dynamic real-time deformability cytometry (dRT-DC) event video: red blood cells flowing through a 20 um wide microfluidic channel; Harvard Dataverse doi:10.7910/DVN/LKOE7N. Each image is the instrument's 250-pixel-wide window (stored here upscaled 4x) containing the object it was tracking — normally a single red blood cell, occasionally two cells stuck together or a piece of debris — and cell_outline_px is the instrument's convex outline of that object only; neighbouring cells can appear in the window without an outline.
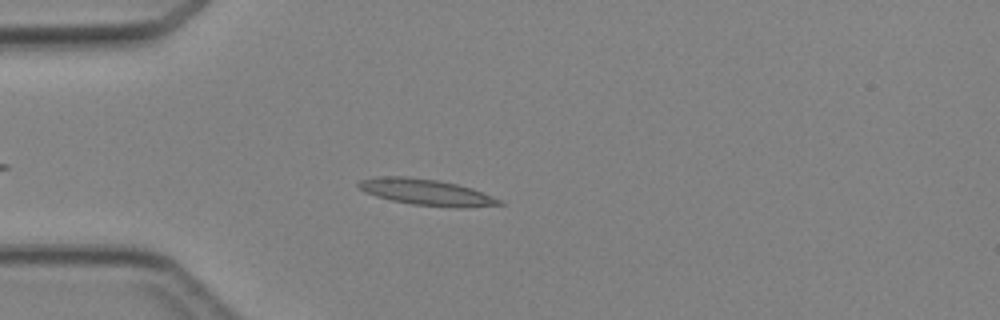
{"species": "Egyptian fruit bat (a non-hibernating species)", "species_latin": "Rousettus aegyptiacus", "temperature_condition": "cold", "stored_images_in_passage": 3, "camera_frame_rate_fps": 3000, "um_per_image_px": 0.085, "animal": {"sex": "female"}, "frame": {"image": 1, "passage_image": 3, "time_ms": 2.333, "image_size_px": [1000, 320], "cell_outline_px": [[504, 204], [464, 208], [456, 208], [412, 204], [392, 200], [376, 196], [364, 192], [356, 184], [360, 180], [376, 176], [404, 176], [436, 180], [456, 184], [472, 188], [492, 196], [500, 200]], "centroid_in_image_um": [36.21, 16.33], "position_along_channel_um": 48.8, "area_um2": 21.39}}